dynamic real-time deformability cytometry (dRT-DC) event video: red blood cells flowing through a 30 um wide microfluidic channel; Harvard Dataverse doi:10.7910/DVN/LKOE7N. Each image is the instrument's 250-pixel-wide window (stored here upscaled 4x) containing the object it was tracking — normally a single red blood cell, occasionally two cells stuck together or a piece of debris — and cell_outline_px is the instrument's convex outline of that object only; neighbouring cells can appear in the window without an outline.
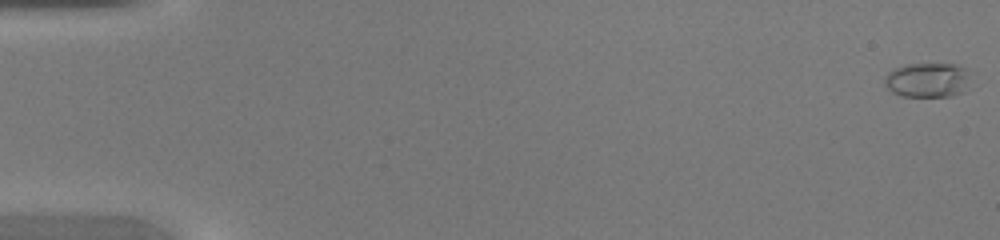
{"species": "common noctule bat (a hibernating species)", "species_latin": "Nyctalus noctula", "temperature_condition": "warm", "stored_images_in_passage": 46, "camera_frame_rate_fps": 3000, "um_per_image_px": 0.085, "animal": {"sex": "female", "body_mass_g": 20.0, "forearm_length_mm": 54.0}, "frame": {"image": 1, "passage_image": 1, "time_ms": 0.0, "image_size_px": [1000, 240], "cell_outline_px": [[976, 72], [964, 92], [952, 96], [900, 96], [892, 92], [884, 84], [884, 76], [892, 68], [904, 64], [956, 64]], "centroid_in_image_um": [78.91, 6.78], "position_along_channel_um": 6.1, "area_um2": 18.09}}
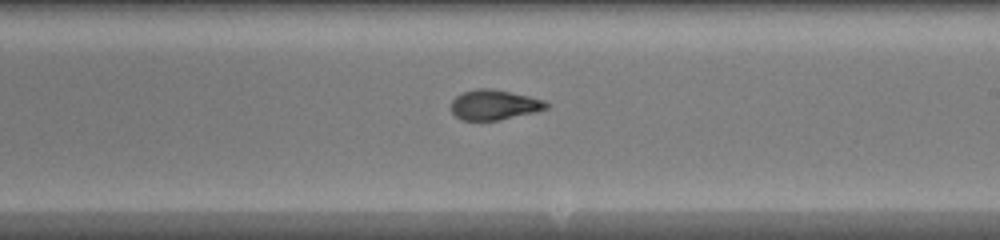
{"frame": {"image": 2, "passage_image": 28, "time_ms": 9.0, "image_size_px": [1000, 240], "cell_outline_px": [[552, 104], [548, 108], [536, 112], [500, 120], [460, 120], [452, 112], [452, 100], [456, 96], [464, 92], [476, 88], [492, 88], [528, 96], [544, 100]], "centroid_in_image_um": [42.04, 8.91], "position_along_channel_um": 247.0, "area_um2": 16.76}}
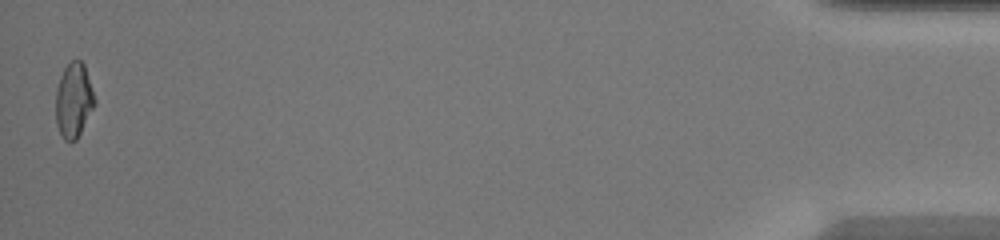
{"frame": {"image": 3, "passage_image": 46, "time_ms": 15.0, "image_size_px": [1000, 240], "cell_outline_px": [[96, 104], [76, 140], [64, 140], [56, 124], [56, 88], [60, 76], [64, 68], [72, 60], [80, 60], [84, 64], [96, 100]], "centroid_in_image_um": [6.27, 8.51], "position_along_channel_um": 428.9, "area_um2": 16.88}}